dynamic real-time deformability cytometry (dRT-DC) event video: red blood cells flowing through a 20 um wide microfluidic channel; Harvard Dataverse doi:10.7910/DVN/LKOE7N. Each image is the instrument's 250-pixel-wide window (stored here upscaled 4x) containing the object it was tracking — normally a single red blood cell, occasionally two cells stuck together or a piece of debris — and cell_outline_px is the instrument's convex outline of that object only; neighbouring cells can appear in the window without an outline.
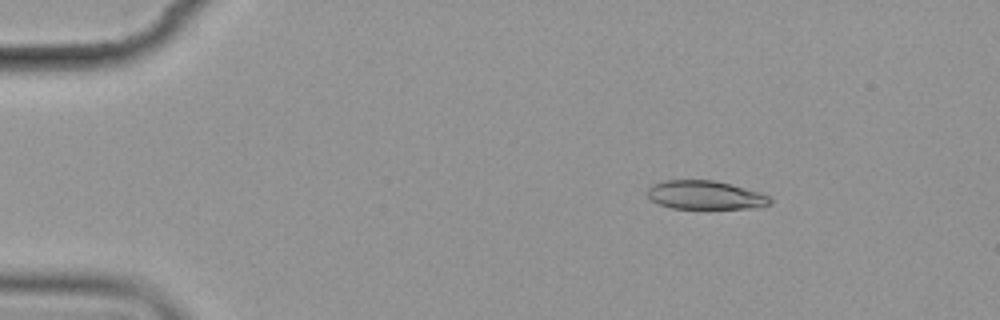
{"species": "common noctule bat (a hibernating species)", "species_latin": "Nyctalus noctula", "temperature_condition": "cold", "stored_images_in_passage": 11, "camera_frame_rate_fps": 3000, "um_per_image_px": 0.085, "animal": {"sex": "female", "body_mass_g": 19.9}, "frame": {"image": 1, "passage_image": 2, "time_ms": 2.0, "image_size_px": [1000, 320], "cell_outline_px": [[772, 200], [768, 204], [760, 208], [672, 208], [660, 204], [652, 200], [648, 196], [648, 188], [652, 184], [664, 180], [712, 180], [760, 192], [772, 196]], "centroid_in_image_um": [59.97, 16.58], "position_along_channel_um": 25.0, "area_um2": 20.35}}
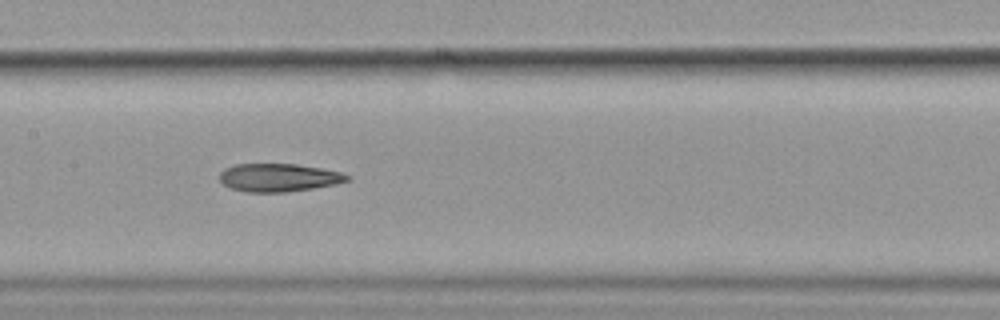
{"frame": {"image": 2, "passage_image": 8, "time_ms": 8.667, "image_size_px": [1000, 320], "cell_outline_px": [[348, 180], [336, 184], [312, 188], [284, 192], [248, 192], [228, 188], [220, 180], [220, 172], [224, 168], [236, 164], [296, 164], [320, 168], [340, 172], [348, 176]], "centroid_in_image_um": [23.63, 15.09], "position_along_channel_um": 183.8, "area_um2": 20.69}}
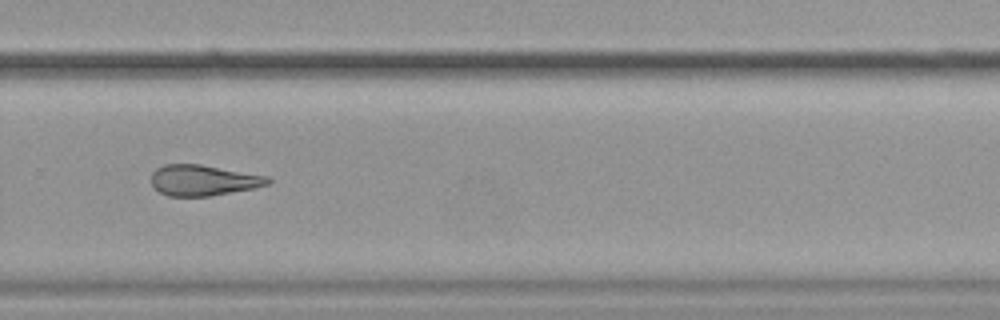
{"frame": {"image": 3, "passage_image": 11, "time_ms": 12.333, "image_size_px": [1000, 320], "cell_outline_px": [[272, 180], [268, 184], [252, 188], [208, 196], [168, 196], [160, 192], [152, 184], [152, 172], [156, 168], [164, 164], [200, 164], [268, 176]], "centroid_in_image_um": [17.26, 15.31], "position_along_channel_um": 312.5, "area_um2": 20.69}}